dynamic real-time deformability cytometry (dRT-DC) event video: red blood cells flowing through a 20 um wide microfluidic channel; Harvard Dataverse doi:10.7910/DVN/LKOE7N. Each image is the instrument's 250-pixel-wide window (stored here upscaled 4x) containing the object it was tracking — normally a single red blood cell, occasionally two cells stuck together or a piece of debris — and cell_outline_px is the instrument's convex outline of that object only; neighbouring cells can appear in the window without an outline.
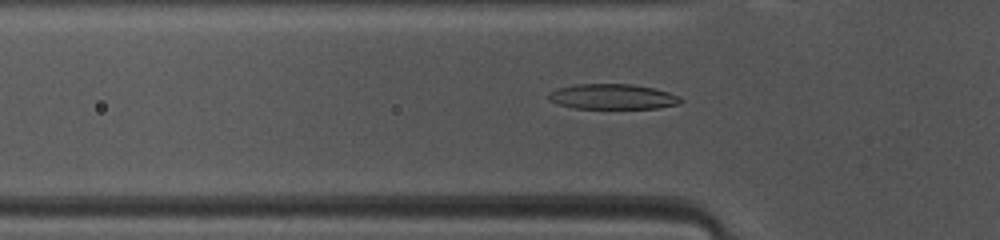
{"species": "common noctule bat (a hibernating species)", "species_latin": "Nyctalus noctula", "temperature_condition": "warm", "stored_images_in_passage": 46, "camera_frame_rate_fps": 3000, "um_per_image_px": 0.085, "animal": {"sex": "female", "body_mass_g": 10.0, "forearm_length_mm": 53.1}, "frame": {"image": 1, "passage_image": 13, "time_ms": 4.0, "image_size_px": [1000, 240], "cell_outline_px": [[684, 100], [680, 104], [656, 108], [576, 108], [560, 104], [548, 100], [548, 92], [556, 88], [576, 84], [632, 84], [652, 88], [668, 92], [680, 96]], "centroid_in_image_um": [52.07, 8.21], "position_along_channel_um": 73.7, "area_um2": 19.42}}
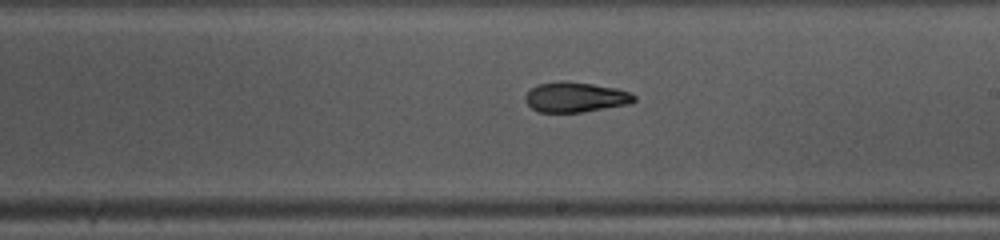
{"frame": {"image": 2, "passage_image": 25, "time_ms": 8.0, "image_size_px": [1000, 240], "cell_outline_px": [[636, 100], [632, 104], [580, 112], [540, 112], [532, 108], [524, 100], [524, 96], [536, 84], [560, 80], [564, 80], [592, 84], [616, 88], [628, 92], [636, 96]], "centroid_in_image_um": [48.91, 8.25], "position_along_channel_um": 240.1, "area_um2": 19.19}}
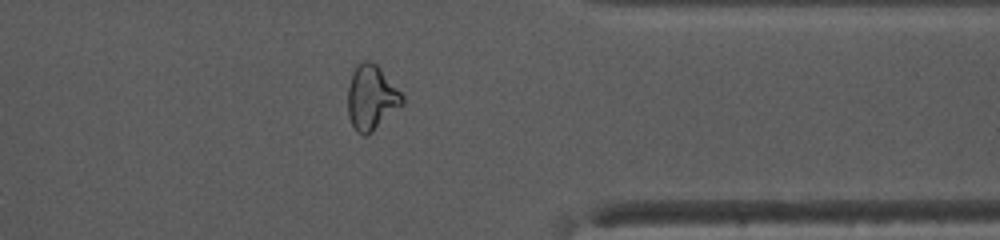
{"frame": {"image": 3, "passage_image": 36, "time_ms": 11.667, "image_size_px": [1000, 240], "cell_outline_px": [[404, 104], [372, 132], [364, 136], [356, 132], [348, 116], [348, 88], [356, 64], [364, 60], [368, 60], [376, 64], [380, 68], [404, 96]], "centroid_in_image_um": [31.58, 8.31], "position_along_channel_um": 379.8, "area_um2": 20.52}, "authors_computed_cell_mechanics": {"area_um2": 19.8832, "velocity_mm_per_s": 4.1222, "shape_relaxation_time_tau1_ms": 4.5645, "shape_relaxation_time_tau2_ms": 4.4227, "deformation_change_tau1": 0.1787, "deformation_change_tau2": 0.1058}}